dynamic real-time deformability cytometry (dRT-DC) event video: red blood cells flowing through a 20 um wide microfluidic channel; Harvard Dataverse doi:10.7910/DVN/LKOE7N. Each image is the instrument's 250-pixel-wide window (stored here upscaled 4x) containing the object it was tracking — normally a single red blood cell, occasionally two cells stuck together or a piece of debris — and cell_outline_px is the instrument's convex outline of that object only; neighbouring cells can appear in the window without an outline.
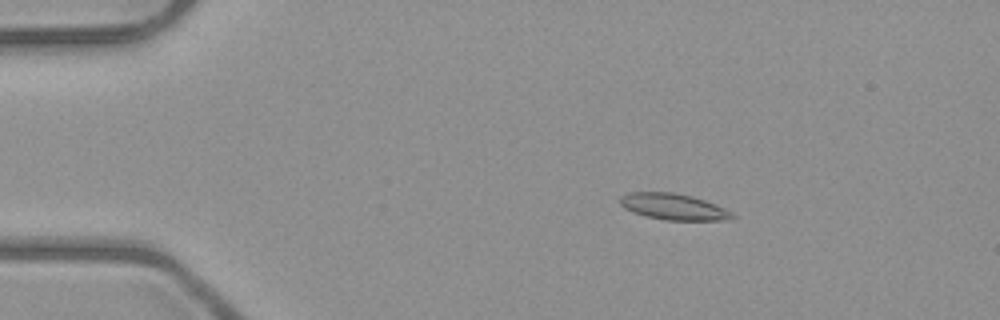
{"species": "common noctule bat (a hibernating species)", "species_latin": "Nyctalus noctula", "temperature_condition": "room temperature", "stored_images_in_passage": 4, "camera_frame_rate_fps": 3000, "um_per_image_px": 0.085, "animal": {"sex": "male", "body_mass_g": 23.1, "forearm_length_mm": 52.7}, "frame": {"image": 1, "passage_image": 2, "time_ms": 1.0, "image_size_px": [1000, 320], "cell_outline_px": [[736, 216], [732, 220], [664, 220], [644, 216], [632, 212], [624, 208], [620, 204], [620, 196], [628, 192], [672, 192], [692, 196], [716, 204], [732, 212]], "centroid_in_image_um": [57.24, 17.57], "position_along_channel_um": 27.8, "area_um2": 17.34}}
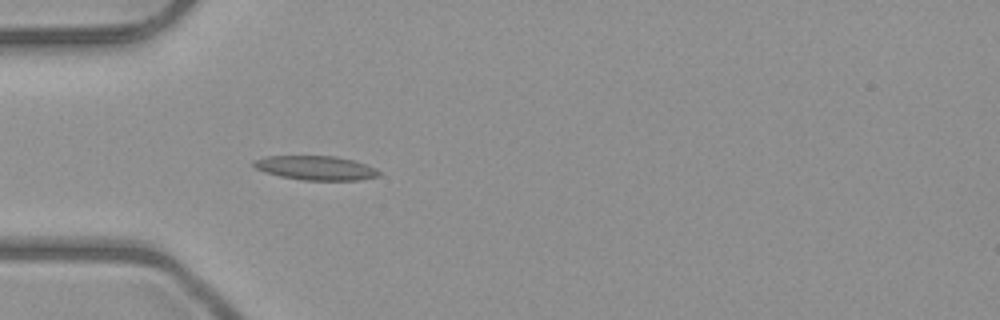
{"frame": {"image": 2, "passage_image": 4, "time_ms": 3.333, "image_size_px": [1000, 320], "cell_outline_px": [[380, 176], [360, 180], [300, 180], [280, 176], [264, 172], [256, 168], [252, 164], [252, 160], [264, 156], [336, 156], [356, 160], [376, 168], [380, 172]], "centroid_in_image_um": [26.84, 14.27], "position_along_channel_um": 58.2, "area_um2": 17.92}}